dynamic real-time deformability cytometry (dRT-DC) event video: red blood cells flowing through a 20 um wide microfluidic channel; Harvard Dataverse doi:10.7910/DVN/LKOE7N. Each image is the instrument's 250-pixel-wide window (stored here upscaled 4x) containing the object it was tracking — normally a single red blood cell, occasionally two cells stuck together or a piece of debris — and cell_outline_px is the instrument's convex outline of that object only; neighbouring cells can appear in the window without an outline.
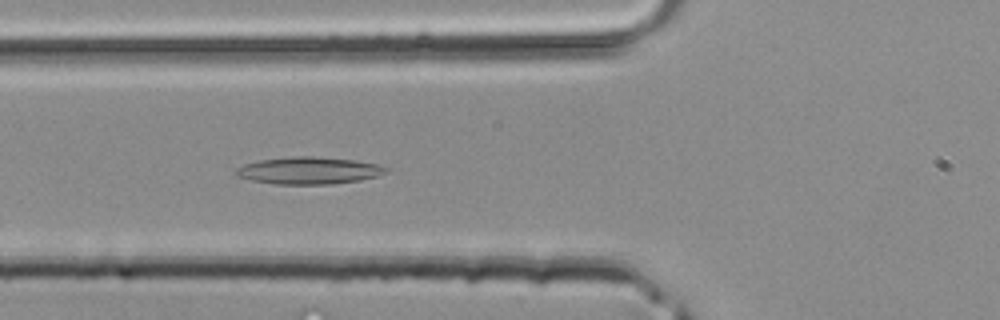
{"species": "common noctule bat (a hibernating species)", "species_latin": "Nyctalus noctula", "temperature_condition": "room temperature", "stored_images_in_passage": 28, "camera_frame_rate_fps": 3000, "um_per_image_px": 0.085, "animal": {"sex": "male", "body_mass_g": 20.4}, "frame": {"image": 1, "passage_image": 5, "time_ms": 1.333, "image_size_px": [1000, 320], "cell_outline_px": [[392, 168], [388, 172], [376, 176], [360, 180], [328, 184], [272, 184], [252, 180], [236, 176], [236, 168], [244, 164], [260, 160], [292, 156], [312, 156], [356, 160], [376, 164]], "centroid_in_image_um": [26.27, 14.49], "position_along_channel_um": 99.5, "area_um2": 23.76}}
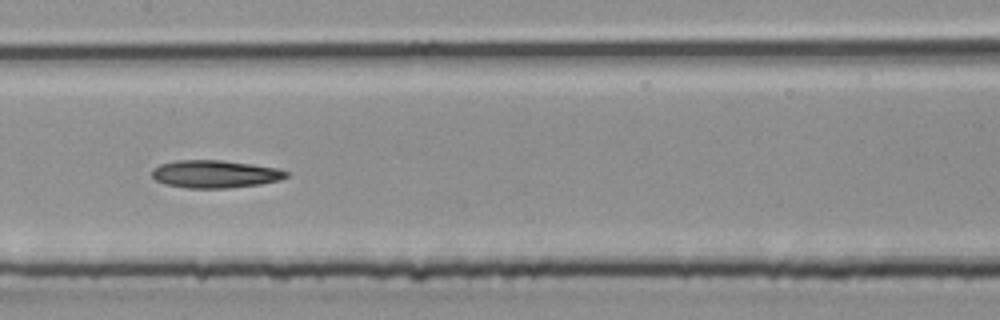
{"frame": {"image": 2, "passage_image": 10, "time_ms": 3.0, "image_size_px": [1000, 320], "cell_outline_px": [[288, 176], [280, 180], [260, 184], [228, 188], [188, 188], [164, 184], [156, 180], [152, 176], [152, 168], [160, 164], [176, 160], [220, 160], [252, 164], [276, 168], [288, 172]], "centroid_in_image_um": [18.25, 14.79], "position_along_channel_um": 189.1, "area_um2": 21.68}}
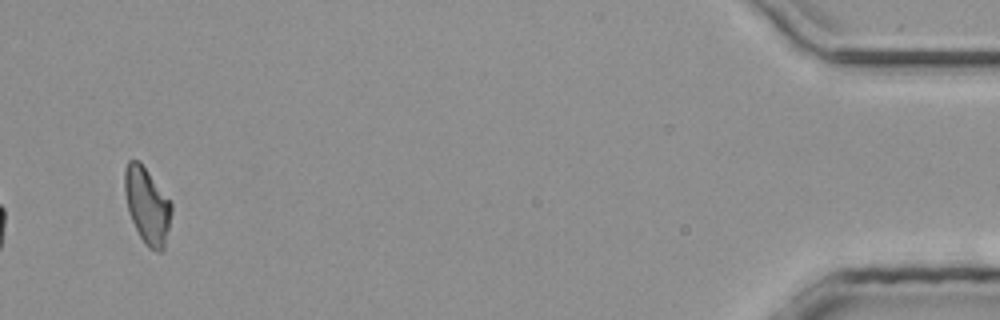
{"frame": {"image": 3, "passage_image": 28, "time_ms": 9.0, "image_size_px": [1000, 320], "cell_outline_px": [[172, 212], [164, 248], [160, 252], [156, 252], [148, 248], [144, 244], [128, 212], [124, 192], [124, 168], [128, 160], [140, 160], [172, 204]], "centroid_in_image_um": [12.49, 17.46], "position_along_channel_um": 422.7, "area_um2": 20.87}}